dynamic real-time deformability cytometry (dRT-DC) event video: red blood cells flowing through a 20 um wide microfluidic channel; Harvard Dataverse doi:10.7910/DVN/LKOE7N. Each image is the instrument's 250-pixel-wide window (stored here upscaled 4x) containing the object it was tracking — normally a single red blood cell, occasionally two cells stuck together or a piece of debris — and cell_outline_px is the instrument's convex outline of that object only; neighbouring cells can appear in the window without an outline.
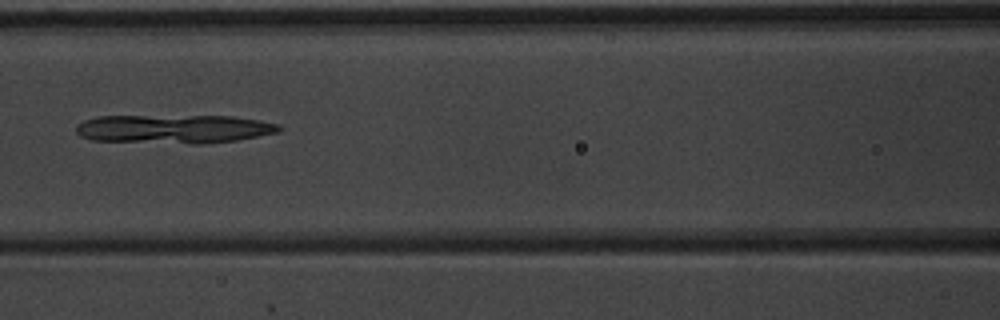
{"species": "common noctule bat (a hibernating species)", "species_latin": "Nyctalus noctula", "temperature_condition": "warm", "stored_images_in_passage": 3, "camera_frame_rate_fps": 3000, "um_per_image_px": 0.085, "animal": {"sex": "male", "body_mass_g": 20.1, "forearm_length_mm": 53.5}, "frame": {"image": 1, "passage_image": 3, "time_ms": 0.667, "image_size_px": [1000, 320], "cell_outline_px": [[284, 128], [280, 132], [260, 136], [236, 140], [208, 144], [192, 144], [92, 140], [80, 136], [76, 132], [76, 124], [84, 120], [96, 116], [232, 116], [260, 120], [280, 124]], "centroid_in_image_um": [14.83, 10.96], "position_along_channel_um": 151.8, "area_um2": 34.45}}